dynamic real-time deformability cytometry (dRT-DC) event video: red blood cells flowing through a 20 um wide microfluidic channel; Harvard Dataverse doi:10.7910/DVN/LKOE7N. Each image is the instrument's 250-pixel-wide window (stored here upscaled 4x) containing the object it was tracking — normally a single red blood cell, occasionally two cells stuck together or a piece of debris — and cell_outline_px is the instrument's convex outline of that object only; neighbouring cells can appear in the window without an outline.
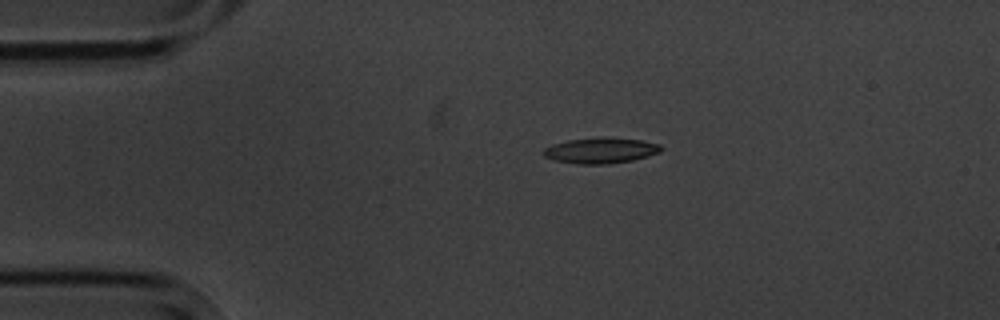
{"species": "common noctule bat (a hibernating species)", "species_latin": "Nyctalus noctula", "temperature_condition": "cold", "stored_images_in_passage": 6, "camera_frame_rate_fps": 3000, "um_per_image_px": 0.085, "animal": {"sex": "male", "body_mass_g": 20.1, "forearm_length_mm": 53.5}, "frame": {"image": 1, "passage_image": 6, "time_ms": 6.0, "image_size_px": [1000, 320], "cell_outline_px": [[664, 148], [660, 152], [648, 156], [632, 160], [608, 164], [576, 164], [556, 160], [544, 156], [540, 152], [544, 148], [552, 144], [568, 140], [600, 136], [604, 136], [640, 140], [660, 144]], "centroid_in_image_um": [51.05, 12.78], "position_along_channel_um": 34.0, "area_um2": 17.86}}